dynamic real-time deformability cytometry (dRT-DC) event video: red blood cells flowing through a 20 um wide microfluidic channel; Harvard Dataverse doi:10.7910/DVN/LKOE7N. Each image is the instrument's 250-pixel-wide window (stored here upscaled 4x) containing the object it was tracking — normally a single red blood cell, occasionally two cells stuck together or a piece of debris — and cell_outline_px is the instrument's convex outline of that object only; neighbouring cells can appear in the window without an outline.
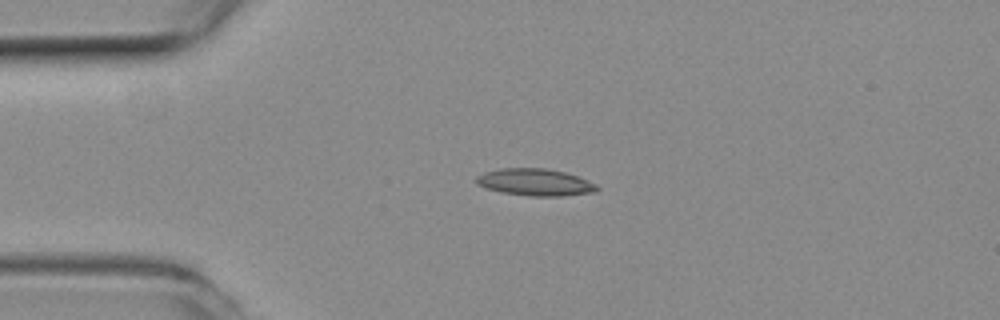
{"species": "common noctule bat (a hibernating species)", "species_latin": "Nyctalus noctula", "temperature_condition": "room temperature", "stored_images_in_passage": 41, "camera_frame_rate_fps": 3000, "um_per_image_px": 0.085, "animal": {"sex": "female", "body_mass_g": 19.3, "forearm_length_mm": 54.1}, "frame": {"image": 1, "passage_image": 1, "time_ms": 0.0, "image_size_px": [1000, 320], "cell_outline_px": [[600, 188], [596, 192], [560, 196], [528, 196], [504, 192], [484, 188], [476, 184], [476, 176], [484, 172], [500, 168], [544, 168], [564, 172], [576, 176], [596, 184]], "centroid_in_image_um": [45.46, 15.49], "position_along_channel_um": 39.5, "area_um2": 18.96}}
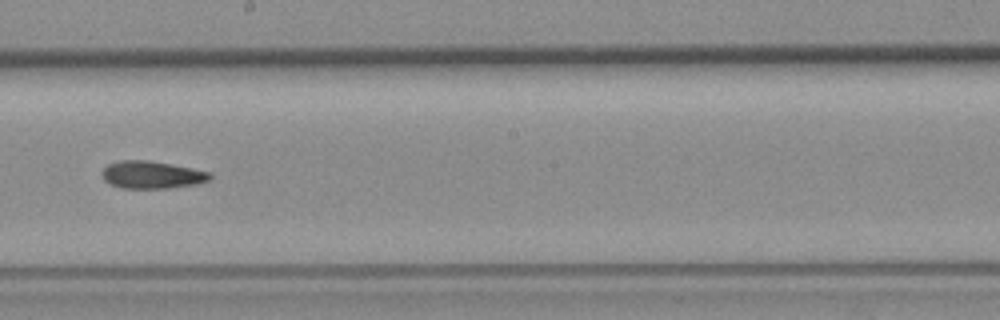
{"frame": {"image": 2, "passage_image": 18, "time_ms": 5.667, "image_size_px": [1000, 320], "cell_outline_px": [[212, 176], [208, 180], [196, 184], [168, 188], [120, 188], [104, 180], [100, 172], [108, 164], [120, 160], [148, 160], [192, 168], [212, 172]], "centroid_in_image_um": [12.89, 14.85], "position_along_channel_um": 235.3, "area_um2": 17.28}}
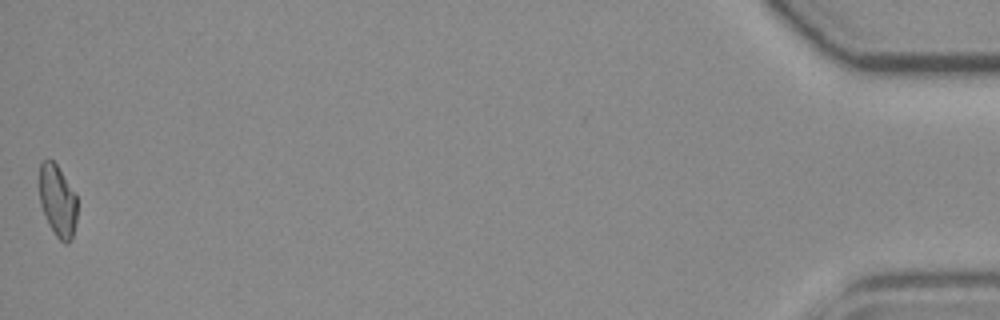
{"frame": {"image": 3, "passage_image": 41, "time_ms": 13.333, "image_size_px": [1000, 320], "cell_outline_px": [[76, 220], [72, 240], [68, 244], [64, 244], [56, 236], [48, 224], [40, 204], [40, 164], [44, 160], [52, 160], [56, 164], [76, 192]], "centroid_in_image_um": [4.91, 17.1], "position_along_channel_um": 430.3, "area_um2": 15.9}, "authors_computed_cell_mechanics": {"area_um2": 17.2244, "velocity_mm_per_s": 3.907, "shape_relaxation_time_tau1_ms": null, "shape_relaxation_time_tau2_ms": 9.7184, "deformation_change_tau1": null, "deformation_change_tau2": 0.2072}}